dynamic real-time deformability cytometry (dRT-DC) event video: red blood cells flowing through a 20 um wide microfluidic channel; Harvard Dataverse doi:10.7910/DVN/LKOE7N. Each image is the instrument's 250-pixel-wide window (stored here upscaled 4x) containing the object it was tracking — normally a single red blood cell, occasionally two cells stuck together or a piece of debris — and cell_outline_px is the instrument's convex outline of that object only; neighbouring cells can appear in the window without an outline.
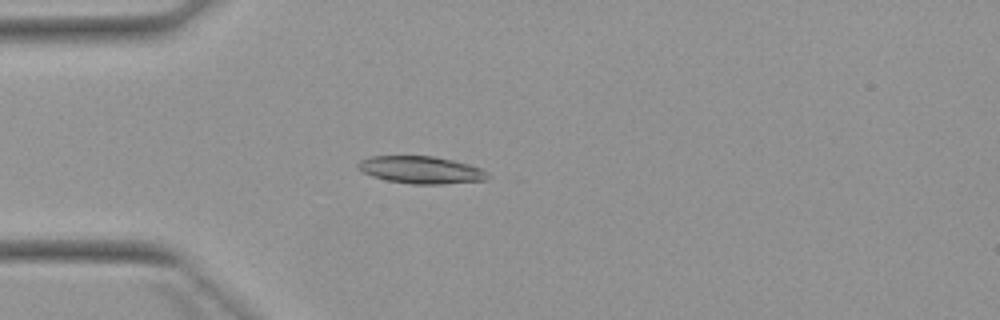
{"species": "Egyptian fruit bat (a non-hibernating species)", "species_latin": "Rousettus aegyptiacus", "temperature_condition": "warm", "stored_images_in_passage": 4, "camera_frame_rate_fps": 3000, "um_per_image_px": 0.085, "animal": {"sex": "female"}, "frame": {"image": 1, "passage_image": 4, "time_ms": 3.333, "image_size_px": [1000, 320], "cell_outline_px": [[492, 176], [488, 180], [440, 184], [412, 184], [388, 180], [372, 176], [364, 172], [356, 164], [360, 160], [368, 156], [432, 156], [452, 160], [468, 164], [480, 168], [488, 172]], "centroid_in_image_um": [35.83, 14.44], "position_along_channel_um": 49.2, "area_um2": 20.63}}